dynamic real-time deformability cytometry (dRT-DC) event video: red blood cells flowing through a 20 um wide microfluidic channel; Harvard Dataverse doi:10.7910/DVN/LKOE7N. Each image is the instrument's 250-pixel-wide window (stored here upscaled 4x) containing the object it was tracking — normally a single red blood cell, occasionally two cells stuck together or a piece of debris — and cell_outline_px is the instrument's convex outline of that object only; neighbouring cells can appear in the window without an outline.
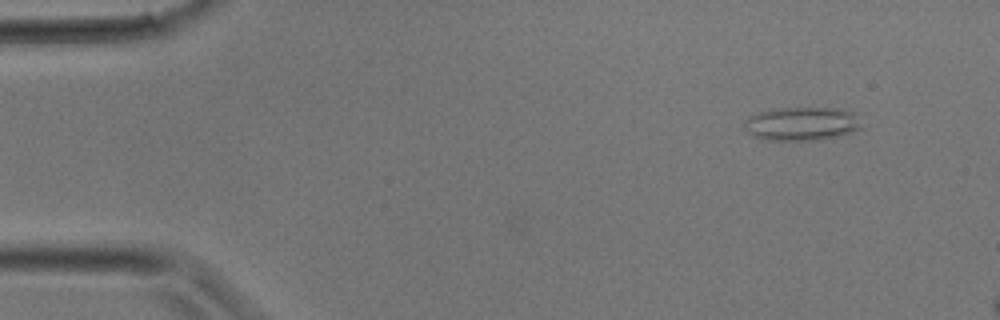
{"species": "common noctule bat (a hibernating species)", "species_latin": "Nyctalus noctula", "temperature_condition": "room temperature", "stored_images_in_passage": 8, "camera_frame_rate_fps": 3000, "um_per_image_px": 0.085, "animal": {"sex": "male", "body_mass_g": 17.9}, "frame": {"image": 1, "passage_image": 3, "time_ms": 0.667, "image_size_px": [1000, 320], "cell_outline_px": [[864, 128], [836, 136], [816, 140], [764, 140], [752, 136], [744, 128], [744, 120], [748, 116], [772, 108], [836, 108], [852, 112]], "centroid_in_image_um": [68.09, 10.52], "position_along_channel_um": 16.9, "area_um2": 22.95}}